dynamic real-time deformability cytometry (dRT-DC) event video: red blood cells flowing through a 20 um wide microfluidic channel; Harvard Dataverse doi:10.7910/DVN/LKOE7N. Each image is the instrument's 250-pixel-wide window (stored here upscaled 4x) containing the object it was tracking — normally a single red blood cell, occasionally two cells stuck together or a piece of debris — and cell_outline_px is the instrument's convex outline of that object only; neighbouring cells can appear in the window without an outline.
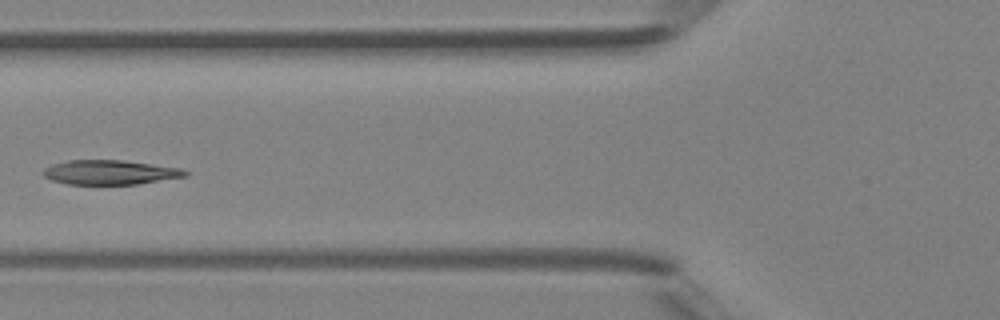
{"species": "Egyptian fruit bat (a non-hibernating species)", "species_latin": "Rousettus aegyptiacus", "temperature_condition": "room temperature", "stored_images_in_passage": 5, "camera_frame_rate_fps": 3000, "um_per_image_px": 0.085, "animal": {"sex": "female"}, "frame": {"image": 1, "passage_image": 4, "time_ms": 3.667, "image_size_px": [1000, 320], "cell_outline_px": [[188, 176], [136, 184], [68, 184], [52, 180], [44, 176], [40, 172], [44, 168], [52, 164], [68, 160], [120, 160], [184, 168], [188, 172]], "centroid_in_image_um": [9.35, 14.64], "position_along_channel_um": 116.5, "area_um2": 20.29}}
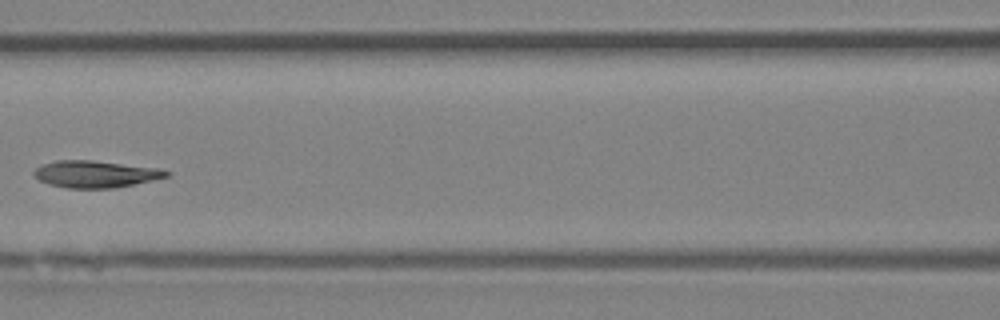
{"frame": {"image": 2, "passage_image": 5, "time_ms": 4.667, "image_size_px": [1000, 320], "cell_outline_px": [[172, 172], [168, 176], [152, 180], [116, 188], [68, 188], [48, 184], [40, 180], [32, 172], [36, 168], [44, 164], [56, 160], [92, 160], [160, 168]], "centroid_in_image_um": [8.14, 14.79], "position_along_channel_um": 158.5, "area_um2": 20.75}}